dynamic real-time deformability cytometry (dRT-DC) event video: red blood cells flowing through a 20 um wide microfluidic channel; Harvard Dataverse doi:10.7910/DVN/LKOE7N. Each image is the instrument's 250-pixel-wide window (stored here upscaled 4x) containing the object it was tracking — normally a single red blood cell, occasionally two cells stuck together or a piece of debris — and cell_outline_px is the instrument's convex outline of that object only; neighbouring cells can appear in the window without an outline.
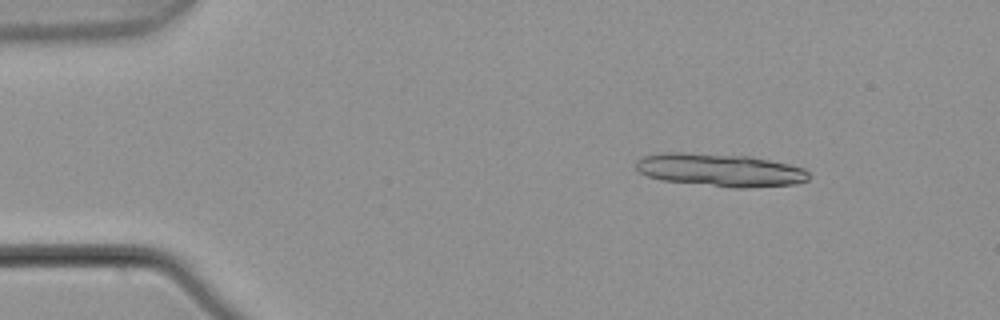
{"species": "common noctule bat (a hibernating species)", "species_latin": "Nyctalus noctula", "temperature_condition": "warm", "stored_images_in_passage": 6, "camera_frame_rate_fps": 3000, "um_per_image_px": 0.085, "animal": {"sex": "male", "body_mass_g": 21.5, "forearm_length_mm": 52.0}, "frame": {"image": 1, "passage_image": 2, "time_ms": 0.333, "image_size_px": [1000, 320], "cell_outline_px": [[808, 180], [796, 184], [748, 188], [732, 188], [660, 180], [648, 176], [640, 172], [636, 168], [636, 160], [644, 156], [660, 152], [684, 152], [748, 156], [788, 164], [804, 168], [808, 172]], "centroid_in_image_um": [61.18, 14.46], "position_along_channel_um": 23.8, "area_um2": 33.29}}
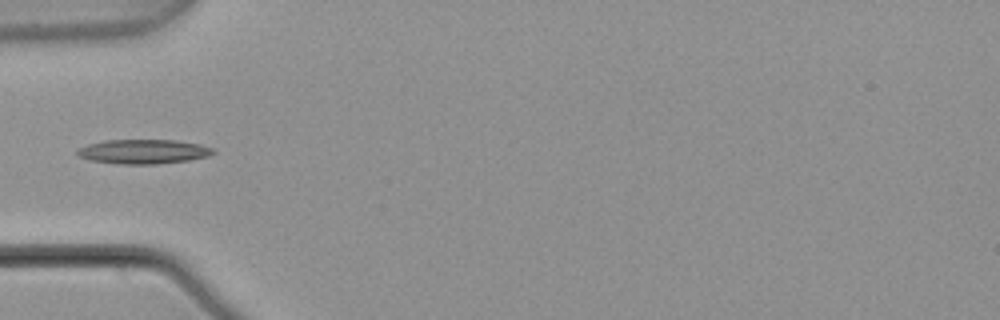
{"frame": {"image": 2, "passage_image": 5, "time_ms": 1.333, "image_size_px": [1000, 320], "cell_outline_px": [[216, 152], [208, 156], [188, 160], [156, 164], [116, 164], [88, 160], [80, 156], [76, 152], [80, 148], [88, 144], [104, 140], [176, 140], [200, 144], [212, 148]], "centroid_in_image_um": [12.18, 12.88], "position_along_channel_um": 72.8, "area_um2": 19.31}}
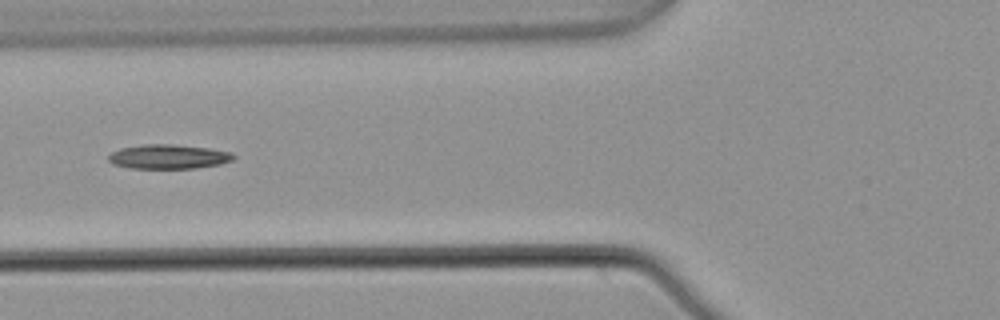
{"frame": {"image": 3, "passage_image": 6, "time_ms": 1.667, "image_size_px": [1000, 320], "cell_outline_px": [[236, 156], [232, 160], [220, 164], [196, 168], [128, 168], [112, 164], [108, 160], [108, 156], [112, 152], [120, 148], [144, 144], [172, 144], [208, 148], [232, 152]], "centroid_in_image_um": [14.31, 13.31], "position_along_channel_um": 111.5, "area_um2": 17.8}}